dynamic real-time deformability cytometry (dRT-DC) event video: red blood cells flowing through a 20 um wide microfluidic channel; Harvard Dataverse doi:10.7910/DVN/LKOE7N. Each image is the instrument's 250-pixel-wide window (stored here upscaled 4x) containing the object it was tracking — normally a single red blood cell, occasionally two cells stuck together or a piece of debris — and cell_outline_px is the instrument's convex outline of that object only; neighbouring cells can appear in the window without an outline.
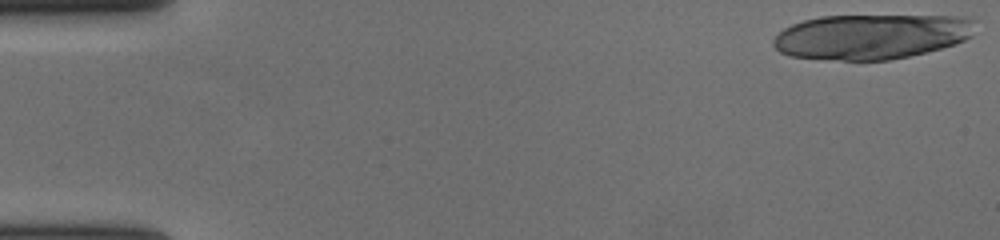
{"species": "human", "species_latin": "Homo sapiens", "temperature_condition": "cold", "stored_images_in_passage": 20, "camera_frame_rate_fps": 3000, "um_per_image_px": 0.085, "donor": {"sex": "female"}, "frame": {"image": 1, "passage_image": 1, "time_ms": 0.0, "image_size_px": [1000, 240], "cell_outline_px": [[972, 36], [956, 44], [908, 56], [888, 60], [844, 60], [788, 56], [780, 52], [772, 44], [772, 40], [784, 28], [792, 24], [804, 20], [820, 16], [972, 16]], "centroid_in_image_um": [74.04, 3.1], "position_along_channel_um": 11.0, "area_um2": 52.77}}